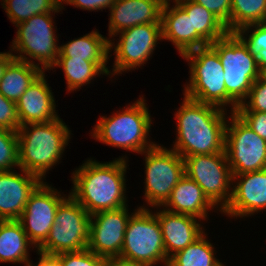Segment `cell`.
Returning <instances> with one entry per match:
<instances>
[{
	"mask_svg": "<svg viewBox=\"0 0 266 266\" xmlns=\"http://www.w3.org/2000/svg\"><path fill=\"white\" fill-rule=\"evenodd\" d=\"M175 114L177 141L172 150L182 158L225 152V111L186 96Z\"/></svg>",
	"mask_w": 266,
	"mask_h": 266,
	"instance_id": "obj_1",
	"label": "cell"
},
{
	"mask_svg": "<svg viewBox=\"0 0 266 266\" xmlns=\"http://www.w3.org/2000/svg\"><path fill=\"white\" fill-rule=\"evenodd\" d=\"M125 158L109 163L88 160L73 173L70 195L90 214L127 206L125 193Z\"/></svg>",
	"mask_w": 266,
	"mask_h": 266,
	"instance_id": "obj_2",
	"label": "cell"
},
{
	"mask_svg": "<svg viewBox=\"0 0 266 266\" xmlns=\"http://www.w3.org/2000/svg\"><path fill=\"white\" fill-rule=\"evenodd\" d=\"M69 135L70 130L60 118L21 125L17 131L19 168L42 180L47 170L59 161Z\"/></svg>",
	"mask_w": 266,
	"mask_h": 266,
	"instance_id": "obj_3",
	"label": "cell"
},
{
	"mask_svg": "<svg viewBox=\"0 0 266 266\" xmlns=\"http://www.w3.org/2000/svg\"><path fill=\"white\" fill-rule=\"evenodd\" d=\"M209 45L218 53L224 67L227 104H231L232 112H235L246 101L253 83L263 72L258 68L256 58L235 33H228Z\"/></svg>",
	"mask_w": 266,
	"mask_h": 266,
	"instance_id": "obj_4",
	"label": "cell"
},
{
	"mask_svg": "<svg viewBox=\"0 0 266 266\" xmlns=\"http://www.w3.org/2000/svg\"><path fill=\"white\" fill-rule=\"evenodd\" d=\"M144 99L140 98L126 110L102 117L94 127L93 137L112 147L142 153L156 144L147 142L151 126L150 113Z\"/></svg>",
	"mask_w": 266,
	"mask_h": 266,
	"instance_id": "obj_5",
	"label": "cell"
},
{
	"mask_svg": "<svg viewBox=\"0 0 266 266\" xmlns=\"http://www.w3.org/2000/svg\"><path fill=\"white\" fill-rule=\"evenodd\" d=\"M190 62V84L185 87L187 98L223 109L227 106V92L224 67L218 53L210 46H204L184 53Z\"/></svg>",
	"mask_w": 266,
	"mask_h": 266,
	"instance_id": "obj_6",
	"label": "cell"
},
{
	"mask_svg": "<svg viewBox=\"0 0 266 266\" xmlns=\"http://www.w3.org/2000/svg\"><path fill=\"white\" fill-rule=\"evenodd\" d=\"M120 258L146 266L168 264L160 223L150 210L139 207L126 227Z\"/></svg>",
	"mask_w": 266,
	"mask_h": 266,
	"instance_id": "obj_7",
	"label": "cell"
},
{
	"mask_svg": "<svg viewBox=\"0 0 266 266\" xmlns=\"http://www.w3.org/2000/svg\"><path fill=\"white\" fill-rule=\"evenodd\" d=\"M91 220V215L69 195L59 204L48 237L37 249L50 254L86 249Z\"/></svg>",
	"mask_w": 266,
	"mask_h": 266,
	"instance_id": "obj_8",
	"label": "cell"
},
{
	"mask_svg": "<svg viewBox=\"0 0 266 266\" xmlns=\"http://www.w3.org/2000/svg\"><path fill=\"white\" fill-rule=\"evenodd\" d=\"M183 160L185 175L202 188L214 206L221 202L220 211H223L231 200L232 192L228 189L233 180L226 152L193 155Z\"/></svg>",
	"mask_w": 266,
	"mask_h": 266,
	"instance_id": "obj_9",
	"label": "cell"
},
{
	"mask_svg": "<svg viewBox=\"0 0 266 266\" xmlns=\"http://www.w3.org/2000/svg\"><path fill=\"white\" fill-rule=\"evenodd\" d=\"M145 198L149 205L162 206L170 198L172 189L185 175L184 160L174 150L157 144L145 150Z\"/></svg>",
	"mask_w": 266,
	"mask_h": 266,
	"instance_id": "obj_10",
	"label": "cell"
},
{
	"mask_svg": "<svg viewBox=\"0 0 266 266\" xmlns=\"http://www.w3.org/2000/svg\"><path fill=\"white\" fill-rule=\"evenodd\" d=\"M231 126L226 125L225 152L232 174L258 171L266 168V140L250 129L235 113Z\"/></svg>",
	"mask_w": 266,
	"mask_h": 266,
	"instance_id": "obj_11",
	"label": "cell"
},
{
	"mask_svg": "<svg viewBox=\"0 0 266 266\" xmlns=\"http://www.w3.org/2000/svg\"><path fill=\"white\" fill-rule=\"evenodd\" d=\"M51 13L32 16L16 27V38L13 40V51L26 54L38 60L43 65V71L49 70L56 64L60 46H57L52 25Z\"/></svg>",
	"mask_w": 266,
	"mask_h": 266,
	"instance_id": "obj_12",
	"label": "cell"
},
{
	"mask_svg": "<svg viewBox=\"0 0 266 266\" xmlns=\"http://www.w3.org/2000/svg\"><path fill=\"white\" fill-rule=\"evenodd\" d=\"M48 184L41 183L30 195L18 221L29 240L38 248L48 237L59 204L65 199Z\"/></svg>",
	"mask_w": 266,
	"mask_h": 266,
	"instance_id": "obj_13",
	"label": "cell"
},
{
	"mask_svg": "<svg viewBox=\"0 0 266 266\" xmlns=\"http://www.w3.org/2000/svg\"><path fill=\"white\" fill-rule=\"evenodd\" d=\"M119 33L120 40L114 47V75L144 64L153 53L157 40L163 39L161 23L136 25Z\"/></svg>",
	"mask_w": 266,
	"mask_h": 266,
	"instance_id": "obj_14",
	"label": "cell"
},
{
	"mask_svg": "<svg viewBox=\"0 0 266 266\" xmlns=\"http://www.w3.org/2000/svg\"><path fill=\"white\" fill-rule=\"evenodd\" d=\"M130 216L126 206L92 214L87 249L105 259L120 257Z\"/></svg>",
	"mask_w": 266,
	"mask_h": 266,
	"instance_id": "obj_15",
	"label": "cell"
},
{
	"mask_svg": "<svg viewBox=\"0 0 266 266\" xmlns=\"http://www.w3.org/2000/svg\"><path fill=\"white\" fill-rule=\"evenodd\" d=\"M0 171V220H18L30 195L43 182L39 177L21 169Z\"/></svg>",
	"mask_w": 266,
	"mask_h": 266,
	"instance_id": "obj_16",
	"label": "cell"
},
{
	"mask_svg": "<svg viewBox=\"0 0 266 266\" xmlns=\"http://www.w3.org/2000/svg\"><path fill=\"white\" fill-rule=\"evenodd\" d=\"M238 177L242 180L233 186L231 200L222 212L233 217H244L266 209V168L233 174V181Z\"/></svg>",
	"mask_w": 266,
	"mask_h": 266,
	"instance_id": "obj_17",
	"label": "cell"
},
{
	"mask_svg": "<svg viewBox=\"0 0 266 266\" xmlns=\"http://www.w3.org/2000/svg\"><path fill=\"white\" fill-rule=\"evenodd\" d=\"M165 0H115L110 7L109 35L136 25L161 23Z\"/></svg>",
	"mask_w": 266,
	"mask_h": 266,
	"instance_id": "obj_18",
	"label": "cell"
},
{
	"mask_svg": "<svg viewBox=\"0 0 266 266\" xmlns=\"http://www.w3.org/2000/svg\"><path fill=\"white\" fill-rule=\"evenodd\" d=\"M51 91L43 71L16 102L20 126L47 123L59 118Z\"/></svg>",
	"mask_w": 266,
	"mask_h": 266,
	"instance_id": "obj_19",
	"label": "cell"
},
{
	"mask_svg": "<svg viewBox=\"0 0 266 266\" xmlns=\"http://www.w3.org/2000/svg\"><path fill=\"white\" fill-rule=\"evenodd\" d=\"M169 6V1H165L161 12L163 39L173 42L181 56L193 49L209 45L197 32H192L191 16L177 3L171 9Z\"/></svg>",
	"mask_w": 266,
	"mask_h": 266,
	"instance_id": "obj_20",
	"label": "cell"
},
{
	"mask_svg": "<svg viewBox=\"0 0 266 266\" xmlns=\"http://www.w3.org/2000/svg\"><path fill=\"white\" fill-rule=\"evenodd\" d=\"M155 215L160 223L168 259L192 244L204 233L196 217L172 213L166 209Z\"/></svg>",
	"mask_w": 266,
	"mask_h": 266,
	"instance_id": "obj_21",
	"label": "cell"
},
{
	"mask_svg": "<svg viewBox=\"0 0 266 266\" xmlns=\"http://www.w3.org/2000/svg\"><path fill=\"white\" fill-rule=\"evenodd\" d=\"M172 213L190 215L205 219L207 211L215 206L205 196L202 188L188 176L184 175L172 189L170 198L163 205Z\"/></svg>",
	"mask_w": 266,
	"mask_h": 266,
	"instance_id": "obj_22",
	"label": "cell"
},
{
	"mask_svg": "<svg viewBox=\"0 0 266 266\" xmlns=\"http://www.w3.org/2000/svg\"><path fill=\"white\" fill-rule=\"evenodd\" d=\"M39 64L26 56L14 55L0 79V93L7 99L17 102L35 79L43 72Z\"/></svg>",
	"mask_w": 266,
	"mask_h": 266,
	"instance_id": "obj_23",
	"label": "cell"
},
{
	"mask_svg": "<svg viewBox=\"0 0 266 266\" xmlns=\"http://www.w3.org/2000/svg\"><path fill=\"white\" fill-rule=\"evenodd\" d=\"M111 40L102 37L97 31L74 39L60 46L58 57H69L71 59H82L94 62L105 74L110 71L106 67L109 50L113 48Z\"/></svg>",
	"mask_w": 266,
	"mask_h": 266,
	"instance_id": "obj_24",
	"label": "cell"
},
{
	"mask_svg": "<svg viewBox=\"0 0 266 266\" xmlns=\"http://www.w3.org/2000/svg\"><path fill=\"white\" fill-rule=\"evenodd\" d=\"M29 240L18 220H0V262L27 263Z\"/></svg>",
	"mask_w": 266,
	"mask_h": 266,
	"instance_id": "obj_25",
	"label": "cell"
},
{
	"mask_svg": "<svg viewBox=\"0 0 266 266\" xmlns=\"http://www.w3.org/2000/svg\"><path fill=\"white\" fill-rule=\"evenodd\" d=\"M191 16L192 32H197L208 44L227 35L226 25L202 5L191 0H175Z\"/></svg>",
	"mask_w": 266,
	"mask_h": 266,
	"instance_id": "obj_26",
	"label": "cell"
},
{
	"mask_svg": "<svg viewBox=\"0 0 266 266\" xmlns=\"http://www.w3.org/2000/svg\"><path fill=\"white\" fill-rule=\"evenodd\" d=\"M222 263L214 257V249L204 234L185 249L168 260L167 266H219Z\"/></svg>",
	"mask_w": 266,
	"mask_h": 266,
	"instance_id": "obj_27",
	"label": "cell"
},
{
	"mask_svg": "<svg viewBox=\"0 0 266 266\" xmlns=\"http://www.w3.org/2000/svg\"><path fill=\"white\" fill-rule=\"evenodd\" d=\"M9 19L18 25L32 16L42 13L59 12L61 0H2Z\"/></svg>",
	"mask_w": 266,
	"mask_h": 266,
	"instance_id": "obj_28",
	"label": "cell"
},
{
	"mask_svg": "<svg viewBox=\"0 0 266 266\" xmlns=\"http://www.w3.org/2000/svg\"><path fill=\"white\" fill-rule=\"evenodd\" d=\"M54 66L62 67L67 81L68 91L90 83L99 73L105 74L94 62L69 57H58Z\"/></svg>",
	"mask_w": 266,
	"mask_h": 266,
	"instance_id": "obj_29",
	"label": "cell"
},
{
	"mask_svg": "<svg viewBox=\"0 0 266 266\" xmlns=\"http://www.w3.org/2000/svg\"><path fill=\"white\" fill-rule=\"evenodd\" d=\"M258 23H266V0H231V33Z\"/></svg>",
	"mask_w": 266,
	"mask_h": 266,
	"instance_id": "obj_30",
	"label": "cell"
},
{
	"mask_svg": "<svg viewBox=\"0 0 266 266\" xmlns=\"http://www.w3.org/2000/svg\"><path fill=\"white\" fill-rule=\"evenodd\" d=\"M251 27L254 31L245 38L244 33ZM235 34L245 43L249 52L256 58L258 68L266 73V23H258L244 26L237 30Z\"/></svg>",
	"mask_w": 266,
	"mask_h": 266,
	"instance_id": "obj_31",
	"label": "cell"
},
{
	"mask_svg": "<svg viewBox=\"0 0 266 266\" xmlns=\"http://www.w3.org/2000/svg\"><path fill=\"white\" fill-rule=\"evenodd\" d=\"M19 166L17 131L0 127V171L13 170Z\"/></svg>",
	"mask_w": 266,
	"mask_h": 266,
	"instance_id": "obj_32",
	"label": "cell"
},
{
	"mask_svg": "<svg viewBox=\"0 0 266 266\" xmlns=\"http://www.w3.org/2000/svg\"><path fill=\"white\" fill-rule=\"evenodd\" d=\"M249 101L241 103L235 112L266 113V73H263L252 85L247 95Z\"/></svg>",
	"mask_w": 266,
	"mask_h": 266,
	"instance_id": "obj_33",
	"label": "cell"
},
{
	"mask_svg": "<svg viewBox=\"0 0 266 266\" xmlns=\"http://www.w3.org/2000/svg\"><path fill=\"white\" fill-rule=\"evenodd\" d=\"M62 266H105V258L86 249L59 253Z\"/></svg>",
	"mask_w": 266,
	"mask_h": 266,
	"instance_id": "obj_34",
	"label": "cell"
},
{
	"mask_svg": "<svg viewBox=\"0 0 266 266\" xmlns=\"http://www.w3.org/2000/svg\"><path fill=\"white\" fill-rule=\"evenodd\" d=\"M0 127L11 131H18L20 121L17 114L16 103L5 98L0 93Z\"/></svg>",
	"mask_w": 266,
	"mask_h": 266,
	"instance_id": "obj_35",
	"label": "cell"
},
{
	"mask_svg": "<svg viewBox=\"0 0 266 266\" xmlns=\"http://www.w3.org/2000/svg\"><path fill=\"white\" fill-rule=\"evenodd\" d=\"M218 17L231 33V0H191Z\"/></svg>",
	"mask_w": 266,
	"mask_h": 266,
	"instance_id": "obj_36",
	"label": "cell"
},
{
	"mask_svg": "<svg viewBox=\"0 0 266 266\" xmlns=\"http://www.w3.org/2000/svg\"><path fill=\"white\" fill-rule=\"evenodd\" d=\"M247 126L266 140V113L263 112H235Z\"/></svg>",
	"mask_w": 266,
	"mask_h": 266,
	"instance_id": "obj_37",
	"label": "cell"
},
{
	"mask_svg": "<svg viewBox=\"0 0 266 266\" xmlns=\"http://www.w3.org/2000/svg\"><path fill=\"white\" fill-rule=\"evenodd\" d=\"M68 4L74 5L75 7H80L85 10H102L105 8H110L115 0H61Z\"/></svg>",
	"mask_w": 266,
	"mask_h": 266,
	"instance_id": "obj_38",
	"label": "cell"
},
{
	"mask_svg": "<svg viewBox=\"0 0 266 266\" xmlns=\"http://www.w3.org/2000/svg\"><path fill=\"white\" fill-rule=\"evenodd\" d=\"M40 254L39 263L35 266H62L59 254H50L38 250ZM27 266H32L31 262L27 263Z\"/></svg>",
	"mask_w": 266,
	"mask_h": 266,
	"instance_id": "obj_39",
	"label": "cell"
},
{
	"mask_svg": "<svg viewBox=\"0 0 266 266\" xmlns=\"http://www.w3.org/2000/svg\"><path fill=\"white\" fill-rule=\"evenodd\" d=\"M105 266H146L120 257H112L106 260Z\"/></svg>",
	"mask_w": 266,
	"mask_h": 266,
	"instance_id": "obj_40",
	"label": "cell"
},
{
	"mask_svg": "<svg viewBox=\"0 0 266 266\" xmlns=\"http://www.w3.org/2000/svg\"><path fill=\"white\" fill-rule=\"evenodd\" d=\"M13 59L14 55L11 52L0 53V79L3 76L6 67Z\"/></svg>",
	"mask_w": 266,
	"mask_h": 266,
	"instance_id": "obj_41",
	"label": "cell"
}]
</instances>
